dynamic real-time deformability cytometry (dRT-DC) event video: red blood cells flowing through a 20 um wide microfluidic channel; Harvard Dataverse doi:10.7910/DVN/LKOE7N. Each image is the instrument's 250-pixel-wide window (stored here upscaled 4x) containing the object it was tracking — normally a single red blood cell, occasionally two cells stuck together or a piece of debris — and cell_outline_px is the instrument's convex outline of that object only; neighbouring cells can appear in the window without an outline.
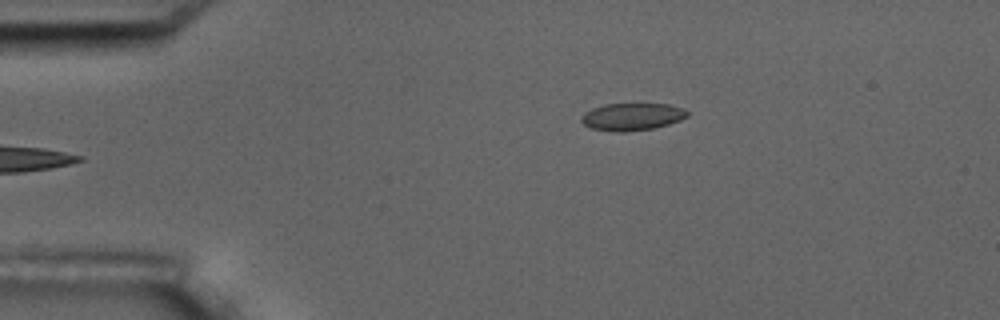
{"species": "common noctule bat (a hibernating species)", "species_latin": "Nyctalus noctula", "temperature_condition": "room temperature", "stored_images_in_passage": 4, "camera_frame_rate_fps": 3000, "um_per_image_px": 0.085, "animal": {"sex": "male", "body_mass_g": 17.5, "forearm_length_mm": 52.3}, "frame": {"image": 1, "passage_image": 4, "time_ms": 3.667, "image_size_px": [1000, 320], "cell_outline_px": [[688, 116], [680, 120], [668, 124], [652, 128], [624, 132], [620, 132], [592, 128], [584, 124], [580, 120], [580, 116], [584, 112], [592, 108], [604, 104], [668, 104], [684, 108], [688, 112]], "centroid_in_image_um": [53.71, 9.91], "position_along_channel_um": 31.3, "area_um2": 16.82}}